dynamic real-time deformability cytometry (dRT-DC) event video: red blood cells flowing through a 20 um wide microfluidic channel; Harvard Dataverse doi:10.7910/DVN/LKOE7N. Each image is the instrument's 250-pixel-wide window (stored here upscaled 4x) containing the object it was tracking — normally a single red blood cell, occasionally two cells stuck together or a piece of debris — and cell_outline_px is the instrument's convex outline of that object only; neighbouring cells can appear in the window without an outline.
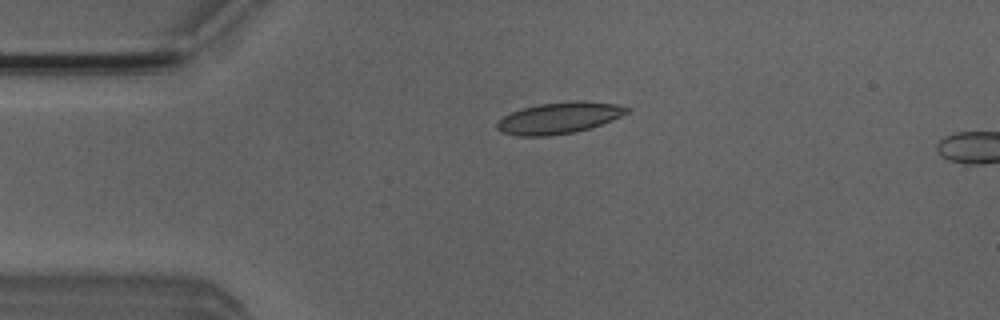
{"species": "Egyptian fruit bat (a non-hibernating species)", "species_latin": "Rousettus aegyptiacus", "temperature_condition": "room temperature", "stored_images_in_passage": 5, "camera_frame_rate_fps": 3000, "um_per_image_px": 0.085, "animal": {"sex": "male"}, "frame": {"image": 1, "passage_image": 4, "time_ms": 1.0, "image_size_px": [1000, 320], "cell_outline_px": [[632, 108], [628, 112], [612, 120], [576, 132], [548, 136], [520, 136], [500, 132], [496, 128], [496, 124], [504, 116], [512, 112], [524, 108], [540, 104], [568, 100], [584, 100], [616, 104]], "centroid_in_image_um": [47.53, 10.02], "position_along_channel_um": 37.5, "area_um2": 23.76}}